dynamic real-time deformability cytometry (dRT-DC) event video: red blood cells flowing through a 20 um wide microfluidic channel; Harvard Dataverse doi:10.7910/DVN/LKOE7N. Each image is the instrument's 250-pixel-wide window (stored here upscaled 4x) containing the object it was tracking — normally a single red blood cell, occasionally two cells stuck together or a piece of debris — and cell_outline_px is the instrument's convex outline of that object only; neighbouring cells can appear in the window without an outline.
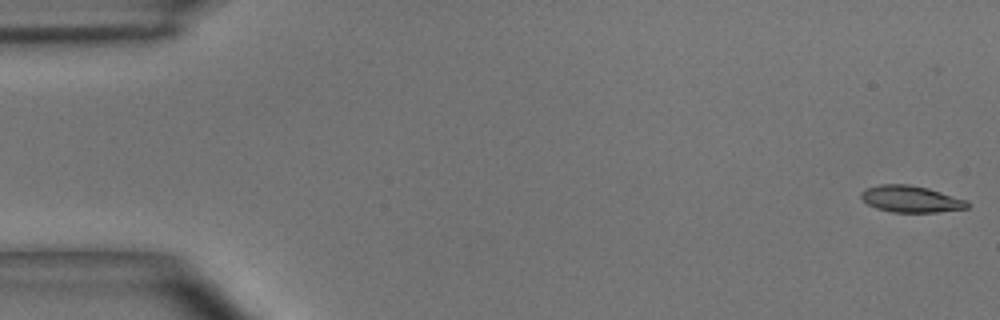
{"species": "common noctule bat (a hibernating species)", "species_latin": "Nyctalus noctula", "temperature_condition": "room temperature", "stored_images_in_passage": 35, "camera_frame_rate_fps": 3000, "um_per_image_px": 0.085, "animal": {"sex": "male", "body_mass_g": 15.6}, "frame": {"image": 1, "passage_image": 1, "time_ms": 0.0, "image_size_px": [1000, 320], "cell_outline_px": [[968, 208], [936, 212], [892, 212], [876, 208], [868, 204], [860, 196], [860, 192], [864, 188], [880, 184], [908, 184], [928, 188], [968, 200]], "centroid_in_image_um": [77.41, 16.91], "position_along_channel_um": 7.6, "area_um2": 16.53}}
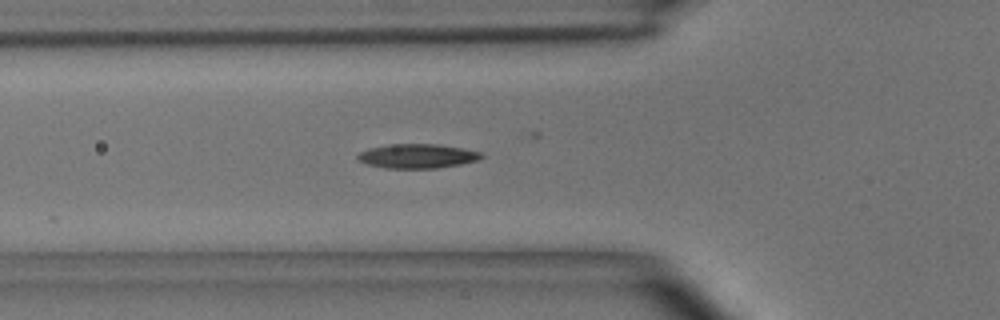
{"frame": {"image": 2, "passage_image": 17, "time_ms": 5.333, "image_size_px": [1000, 320], "cell_outline_px": [[484, 156], [476, 160], [460, 164], [436, 168], [384, 168], [368, 164], [356, 160], [356, 156], [360, 152], [368, 148], [388, 144], [440, 144], [464, 148], [484, 152]], "centroid_in_image_um": [35.47, 13.25], "position_along_channel_um": 90.3, "area_um2": 17.69}}
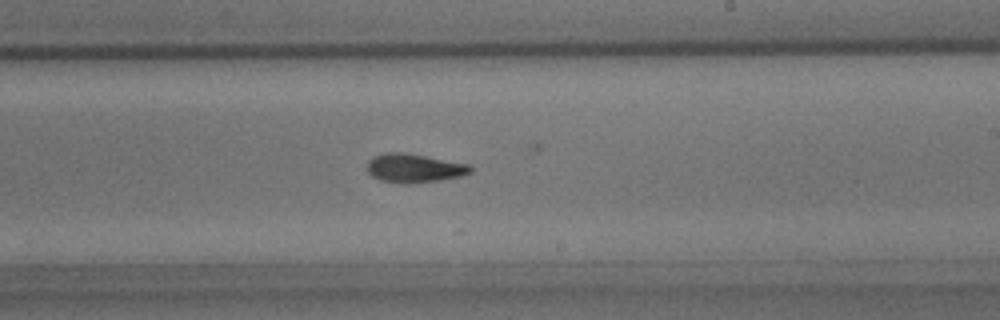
{"frame": {"image": 3, "passage_image": 29, "time_ms": 9.333, "image_size_px": [1000, 320], "cell_outline_px": [[472, 172], [460, 176], [440, 180], [408, 184], [404, 184], [380, 180], [372, 176], [368, 172], [368, 160], [372, 156], [384, 152], [408, 152], [472, 164]], "centroid_in_image_um": [35.22, 14.27], "position_along_channel_um": 253.8, "area_um2": 17.74}}